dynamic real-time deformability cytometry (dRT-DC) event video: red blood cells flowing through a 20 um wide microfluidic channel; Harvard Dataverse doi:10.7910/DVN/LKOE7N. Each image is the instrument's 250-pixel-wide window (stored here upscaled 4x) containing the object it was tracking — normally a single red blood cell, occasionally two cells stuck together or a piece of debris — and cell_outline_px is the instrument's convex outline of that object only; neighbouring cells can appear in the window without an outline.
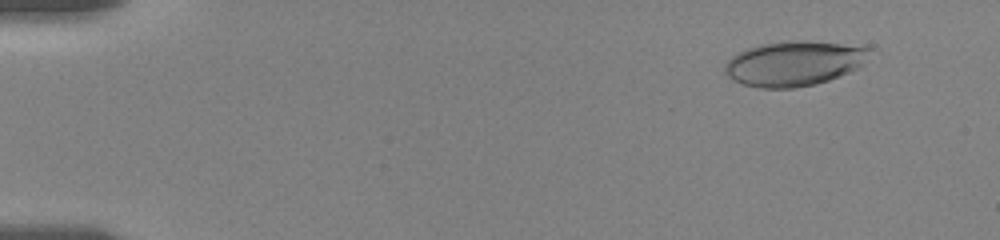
{"species": "human", "species_latin": "Homo sapiens", "temperature_condition": "room temperature", "stored_images_in_passage": 105, "camera_frame_rate_fps": 3000, "um_per_image_px": 0.085, "donor": {"sex": "female"}, "frame": {"image": 1, "passage_image": 8, "time_ms": 1.333, "image_size_px": [1000, 240], "cell_outline_px": [[868, 48], [856, 68], [848, 72], [828, 80], [816, 84], [792, 88], [760, 88], [744, 84], [728, 76], [724, 72], [724, 64], [732, 56], [748, 48], [760, 44], [788, 40], [804, 40], [840, 44]], "centroid_in_image_um": [67.37, 5.4], "position_along_channel_um": 17.6, "area_um2": 36.93}}
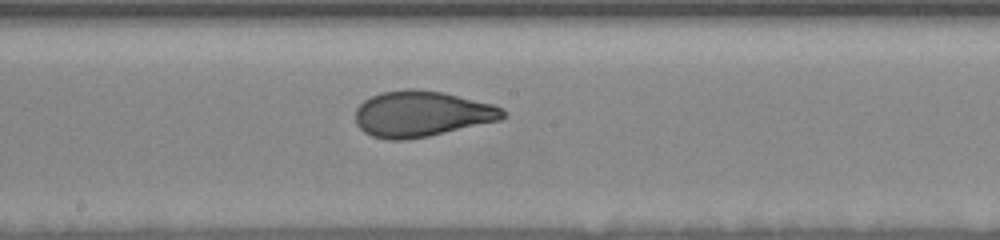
{"frame": {"image": 2, "passage_image": 61, "time_ms": 10.0, "image_size_px": [1000, 240], "cell_outline_px": [[508, 116], [500, 120], [428, 136], [404, 140], [388, 140], [372, 136], [364, 132], [356, 124], [356, 108], [364, 100], [380, 92], [408, 88], [416, 88], [440, 92], [492, 104], [504, 108]], "centroid_in_image_um": [35.83, 9.68], "position_along_channel_um": 212.4, "area_um2": 39.36}}
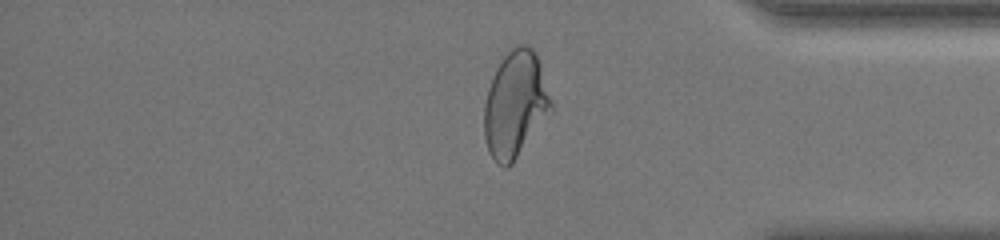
{"frame": {"image": 3, "passage_image": 93, "time_ms": 15.333, "image_size_px": [1000, 240], "cell_outline_px": [[552, 104], [512, 164], [508, 168], [504, 168], [496, 164], [488, 152], [484, 136], [484, 104], [488, 88], [508, 48], [516, 44], [528, 44], [536, 52], [540, 64]], "centroid_in_image_um": [43.74, 8.85], "position_along_channel_um": 391.5, "area_um2": 40.46}, "authors_computed_cell_mechanics": {"area_um2": 38.4948, "velocity_mm_per_s": 3.6209, "shape_relaxation_time_tau1_ms": 6.1927, "shape_relaxation_time_tau2_ms": 1.001, "deformation_change_tau1": 0.1986, "deformation_change_tau2": 0.074}}